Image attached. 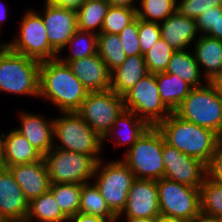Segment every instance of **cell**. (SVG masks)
Wrapping results in <instances>:
<instances>
[{
  "instance_id": "obj_19",
  "label": "cell",
  "mask_w": 222,
  "mask_h": 222,
  "mask_svg": "<svg viewBox=\"0 0 222 222\" xmlns=\"http://www.w3.org/2000/svg\"><path fill=\"white\" fill-rule=\"evenodd\" d=\"M8 169L28 201L49 191L51 182L44 159L29 164L10 166Z\"/></svg>"
},
{
  "instance_id": "obj_15",
  "label": "cell",
  "mask_w": 222,
  "mask_h": 222,
  "mask_svg": "<svg viewBox=\"0 0 222 222\" xmlns=\"http://www.w3.org/2000/svg\"><path fill=\"white\" fill-rule=\"evenodd\" d=\"M160 214L156 180L135 179L118 217L155 219Z\"/></svg>"
},
{
  "instance_id": "obj_36",
  "label": "cell",
  "mask_w": 222,
  "mask_h": 222,
  "mask_svg": "<svg viewBox=\"0 0 222 222\" xmlns=\"http://www.w3.org/2000/svg\"><path fill=\"white\" fill-rule=\"evenodd\" d=\"M174 50L164 39L157 40L151 48L143 54L145 65L149 73H164L168 67Z\"/></svg>"
},
{
  "instance_id": "obj_16",
  "label": "cell",
  "mask_w": 222,
  "mask_h": 222,
  "mask_svg": "<svg viewBox=\"0 0 222 222\" xmlns=\"http://www.w3.org/2000/svg\"><path fill=\"white\" fill-rule=\"evenodd\" d=\"M19 125L15 129L43 156L54 146V118L38 112L17 111Z\"/></svg>"
},
{
  "instance_id": "obj_11",
  "label": "cell",
  "mask_w": 222,
  "mask_h": 222,
  "mask_svg": "<svg viewBox=\"0 0 222 222\" xmlns=\"http://www.w3.org/2000/svg\"><path fill=\"white\" fill-rule=\"evenodd\" d=\"M160 214L185 222L198 217L200 188L189 187L167 178L157 180Z\"/></svg>"
},
{
  "instance_id": "obj_18",
  "label": "cell",
  "mask_w": 222,
  "mask_h": 222,
  "mask_svg": "<svg viewBox=\"0 0 222 222\" xmlns=\"http://www.w3.org/2000/svg\"><path fill=\"white\" fill-rule=\"evenodd\" d=\"M149 127L150 125L139 118L134 112L124 110L102 138L103 150L106 148L105 144H108V141H112L114 144L112 150L123 146L125 147L123 152L126 153Z\"/></svg>"
},
{
  "instance_id": "obj_23",
  "label": "cell",
  "mask_w": 222,
  "mask_h": 222,
  "mask_svg": "<svg viewBox=\"0 0 222 222\" xmlns=\"http://www.w3.org/2000/svg\"><path fill=\"white\" fill-rule=\"evenodd\" d=\"M148 73L142 54L129 56L120 66L111 71L109 89L122 96Z\"/></svg>"
},
{
  "instance_id": "obj_28",
  "label": "cell",
  "mask_w": 222,
  "mask_h": 222,
  "mask_svg": "<svg viewBox=\"0 0 222 222\" xmlns=\"http://www.w3.org/2000/svg\"><path fill=\"white\" fill-rule=\"evenodd\" d=\"M68 51V55L65 54ZM63 52V53H62ZM97 54V35L92 32L77 30L69 39L68 44L58 54V59L64 63L82 59Z\"/></svg>"
},
{
  "instance_id": "obj_49",
  "label": "cell",
  "mask_w": 222,
  "mask_h": 222,
  "mask_svg": "<svg viewBox=\"0 0 222 222\" xmlns=\"http://www.w3.org/2000/svg\"><path fill=\"white\" fill-rule=\"evenodd\" d=\"M154 222H185L179 218L169 217L162 214H159L155 219Z\"/></svg>"
},
{
  "instance_id": "obj_2",
  "label": "cell",
  "mask_w": 222,
  "mask_h": 222,
  "mask_svg": "<svg viewBox=\"0 0 222 222\" xmlns=\"http://www.w3.org/2000/svg\"><path fill=\"white\" fill-rule=\"evenodd\" d=\"M156 127L166 143L205 164L222 145V138L216 132L182 120L174 112Z\"/></svg>"
},
{
  "instance_id": "obj_6",
  "label": "cell",
  "mask_w": 222,
  "mask_h": 222,
  "mask_svg": "<svg viewBox=\"0 0 222 222\" xmlns=\"http://www.w3.org/2000/svg\"><path fill=\"white\" fill-rule=\"evenodd\" d=\"M163 135L156 126L147 131L120 159L134 173L135 179L158 180L164 178Z\"/></svg>"
},
{
  "instance_id": "obj_13",
  "label": "cell",
  "mask_w": 222,
  "mask_h": 222,
  "mask_svg": "<svg viewBox=\"0 0 222 222\" xmlns=\"http://www.w3.org/2000/svg\"><path fill=\"white\" fill-rule=\"evenodd\" d=\"M164 178L189 187L200 188L206 177V164L179 151L165 142L163 137Z\"/></svg>"
},
{
  "instance_id": "obj_37",
  "label": "cell",
  "mask_w": 222,
  "mask_h": 222,
  "mask_svg": "<svg viewBox=\"0 0 222 222\" xmlns=\"http://www.w3.org/2000/svg\"><path fill=\"white\" fill-rule=\"evenodd\" d=\"M222 7V0H176V12L183 16L196 19L203 12Z\"/></svg>"
},
{
  "instance_id": "obj_43",
  "label": "cell",
  "mask_w": 222,
  "mask_h": 222,
  "mask_svg": "<svg viewBox=\"0 0 222 222\" xmlns=\"http://www.w3.org/2000/svg\"><path fill=\"white\" fill-rule=\"evenodd\" d=\"M205 35L222 40V7L217 10V21L215 27H212Z\"/></svg>"
},
{
  "instance_id": "obj_25",
  "label": "cell",
  "mask_w": 222,
  "mask_h": 222,
  "mask_svg": "<svg viewBox=\"0 0 222 222\" xmlns=\"http://www.w3.org/2000/svg\"><path fill=\"white\" fill-rule=\"evenodd\" d=\"M190 49L174 51L166 73L173 74L188 83L192 88L201 87L208 81L203 76L193 52Z\"/></svg>"
},
{
  "instance_id": "obj_20",
  "label": "cell",
  "mask_w": 222,
  "mask_h": 222,
  "mask_svg": "<svg viewBox=\"0 0 222 222\" xmlns=\"http://www.w3.org/2000/svg\"><path fill=\"white\" fill-rule=\"evenodd\" d=\"M161 38L172 47L174 51H182L191 48L199 38L196 19L183 17L175 12L167 19L159 23Z\"/></svg>"
},
{
  "instance_id": "obj_40",
  "label": "cell",
  "mask_w": 222,
  "mask_h": 222,
  "mask_svg": "<svg viewBox=\"0 0 222 222\" xmlns=\"http://www.w3.org/2000/svg\"><path fill=\"white\" fill-rule=\"evenodd\" d=\"M206 177L222 185V145L206 164Z\"/></svg>"
},
{
  "instance_id": "obj_5",
  "label": "cell",
  "mask_w": 222,
  "mask_h": 222,
  "mask_svg": "<svg viewBox=\"0 0 222 222\" xmlns=\"http://www.w3.org/2000/svg\"><path fill=\"white\" fill-rule=\"evenodd\" d=\"M174 113L182 120L216 132L222 138V99L214 82L192 88Z\"/></svg>"
},
{
  "instance_id": "obj_3",
  "label": "cell",
  "mask_w": 222,
  "mask_h": 222,
  "mask_svg": "<svg viewBox=\"0 0 222 222\" xmlns=\"http://www.w3.org/2000/svg\"><path fill=\"white\" fill-rule=\"evenodd\" d=\"M40 63L0 42V94L39 98Z\"/></svg>"
},
{
  "instance_id": "obj_41",
  "label": "cell",
  "mask_w": 222,
  "mask_h": 222,
  "mask_svg": "<svg viewBox=\"0 0 222 222\" xmlns=\"http://www.w3.org/2000/svg\"><path fill=\"white\" fill-rule=\"evenodd\" d=\"M220 7H213V10L203 12L196 18V25L200 35H205L212 27H215L217 21V10Z\"/></svg>"
},
{
  "instance_id": "obj_8",
  "label": "cell",
  "mask_w": 222,
  "mask_h": 222,
  "mask_svg": "<svg viewBox=\"0 0 222 222\" xmlns=\"http://www.w3.org/2000/svg\"><path fill=\"white\" fill-rule=\"evenodd\" d=\"M108 159L110 158L105 157L98 161L92 182L99 189L110 210L118 217L125 208L135 176L119 157L110 161Z\"/></svg>"
},
{
  "instance_id": "obj_29",
  "label": "cell",
  "mask_w": 222,
  "mask_h": 222,
  "mask_svg": "<svg viewBox=\"0 0 222 222\" xmlns=\"http://www.w3.org/2000/svg\"><path fill=\"white\" fill-rule=\"evenodd\" d=\"M109 6L107 0H86L77 10L78 29L100 34Z\"/></svg>"
},
{
  "instance_id": "obj_14",
  "label": "cell",
  "mask_w": 222,
  "mask_h": 222,
  "mask_svg": "<svg viewBox=\"0 0 222 222\" xmlns=\"http://www.w3.org/2000/svg\"><path fill=\"white\" fill-rule=\"evenodd\" d=\"M42 16L52 49L59 54L78 30L77 11L57 4L41 2Z\"/></svg>"
},
{
  "instance_id": "obj_32",
  "label": "cell",
  "mask_w": 222,
  "mask_h": 222,
  "mask_svg": "<svg viewBox=\"0 0 222 222\" xmlns=\"http://www.w3.org/2000/svg\"><path fill=\"white\" fill-rule=\"evenodd\" d=\"M199 190L201 215L222 222V185L205 177Z\"/></svg>"
},
{
  "instance_id": "obj_38",
  "label": "cell",
  "mask_w": 222,
  "mask_h": 222,
  "mask_svg": "<svg viewBox=\"0 0 222 222\" xmlns=\"http://www.w3.org/2000/svg\"><path fill=\"white\" fill-rule=\"evenodd\" d=\"M160 39L161 31L159 23L138 18V40L142 55L145 54L151 48V46Z\"/></svg>"
},
{
  "instance_id": "obj_42",
  "label": "cell",
  "mask_w": 222,
  "mask_h": 222,
  "mask_svg": "<svg viewBox=\"0 0 222 222\" xmlns=\"http://www.w3.org/2000/svg\"><path fill=\"white\" fill-rule=\"evenodd\" d=\"M68 222H110L108 219L84 213H76L68 219Z\"/></svg>"
},
{
  "instance_id": "obj_34",
  "label": "cell",
  "mask_w": 222,
  "mask_h": 222,
  "mask_svg": "<svg viewBox=\"0 0 222 222\" xmlns=\"http://www.w3.org/2000/svg\"><path fill=\"white\" fill-rule=\"evenodd\" d=\"M176 12V0H138L137 18L160 23Z\"/></svg>"
},
{
  "instance_id": "obj_24",
  "label": "cell",
  "mask_w": 222,
  "mask_h": 222,
  "mask_svg": "<svg viewBox=\"0 0 222 222\" xmlns=\"http://www.w3.org/2000/svg\"><path fill=\"white\" fill-rule=\"evenodd\" d=\"M43 159V155L15 128L6 132L4 146V168L29 164Z\"/></svg>"
},
{
  "instance_id": "obj_53",
  "label": "cell",
  "mask_w": 222,
  "mask_h": 222,
  "mask_svg": "<svg viewBox=\"0 0 222 222\" xmlns=\"http://www.w3.org/2000/svg\"><path fill=\"white\" fill-rule=\"evenodd\" d=\"M213 82H222V76L216 80H214Z\"/></svg>"
},
{
  "instance_id": "obj_4",
  "label": "cell",
  "mask_w": 222,
  "mask_h": 222,
  "mask_svg": "<svg viewBox=\"0 0 222 222\" xmlns=\"http://www.w3.org/2000/svg\"><path fill=\"white\" fill-rule=\"evenodd\" d=\"M58 114L57 117H54L53 147L90 154L97 161L105 158L102 156L104 153L102 138L76 112Z\"/></svg>"
},
{
  "instance_id": "obj_31",
  "label": "cell",
  "mask_w": 222,
  "mask_h": 222,
  "mask_svg": "<svg viewBox=\"0 0 222 222\" xmlns=\"http://www.w3.org/2000/svg\"><path fill=\"white\" fill-rule=\"evenodd\" d=\"M97 54L110 72L120 66L127 58L120 36L105 32L97 35Z\"/></svg>"
},
{
  "instance_id": "obj_30",
  "label": "cell",
  "mask_w": 222,
  "mask_h": 222,
  "mask_svg": "<svg viewBox=\"0 0 222 222\" xmlns=\"http://www.w3.org/2000/svg\"><path fill=\"white\" fill-rule=\"evenodd\" d=\"M78 212L100 216L108 219L110 222H117V216L110 210V207L93 182L82 184Z\"/></svg>"
},
{
  "instance_id": "obj_45",
  "label": "cell",
  "mask_w": 222,
  "mask_h": 222,
  "mask_svg": "<svg viewBox=\"0 0 222 222\" xmlns=\"http://www.w3.org/2000/svg\"><path fill=\"white\" fill-rule=\"evenodd\" d=\"M2 1H4V0H0V33L1 34H2V30L5 31L4 25L9 21V19H8L9 18V12H8L9 10L7 8L8 5H7V3L5 4ZM2 27H3V29H2ZM0 41H2V40L0 39Z\"/></svg>"
},
{
  "instance_id": "obj_46",
  "label": "cell",
  "mask_w": 222,
  "mask_h": 222,
  "mask_svg": "<svg viewBox=\"0 0 222 222\" xmlns=\"http://www.w3.org/2000/svg\"><path fill=\"white\" fill-rule=\"evenodd\" d=\"M110 6L137 8L138 0H107Z\"/></svg>"
},
{
  "instance_id": "obj_47",
  "label": "cell",
  "mask_w": 222,
  "mask_h": 222,
  "mask_svg": "<svg viewBox=\"0 0 222 222\" xmlns=\"http://www.w3.org/2000/svg\"><path fill=\"white\" fill-rule=\"evenodd\" d=\"M5 134L4 131L0 134V168H4Z\"/></svg>"
},
{
  "instance_id": "obj_10",
  "label": "cell",
  "mask_w": 222,
  "mask_h": 222,
  "mask_svg": "<svg viewBox=\"0 0 222 222\" xmlns=\"http://www.w3.org/2000/svg\"><path fill=\"white\" fill-rule=\"evenodd\" d=\"M122 98L125 110L134 112L150 126H157L172 113L160 97L156 74L148 73Z\"/></svg>"
},
{
  "instance_id": "obj_52",
  "label": "cell",
  "mask_w": 222,
  "mask_h": 222,
  "mask_svg": "<svg viewBox=\"0 0 222 222\" xmlns=\"http://www.w3.org/2000/svg\"><path fill=\"white\" fill-rule=\"evenodd\" d=\"M0 222H9L2 214H0Z\"/></svg>"
},
{
  "instance_id": "obj_7",
  "label": "cell",
  "mask_w": 222,
  "mask_h": 222,
  "mask_svg": "<svg viewBox=\"0 0 222 222\" xmlns=\"http://www.w3.org/2000/svg\"><path fill=\"white\" fill-rule=\"evenodd\" d=\"M26 9L18 20V32L13 33L11 40L2 42L12 51L40 62L56 59L58 54L49 44L42 16L36 8Z\"/></svg>"
},
{
  "instance_id": "obj_26",
  "label": "cell",
  "mask_w": 222,
  "mask_h": 222,
  "mask_svg": "<svg viewBox=\"0 0 222 222\" xmlns=\"http://www.w3.org/2000/svg\"><path fill=\"white\" fill-rule=\"evenodd\" d=\"M156 80L160 97L172 112L180 106L192 89L184 80L166 72L157 73Z\"/></svg>"
},
{
  "instance_id": "obj_51",
  "label": "cell",
  "mask_w": 222,
  "mask_h": 222,
  "mask_svg": "<svg viewBox=\"0 0 222 222\" xmlns=\"http://www.w3.org/2000/svg\"><path fill=\"white\" fill-rule=\"evenodd\" d=\"M222 99V82H214Z\"/></svg>"
},
{
  "instance_id": "obj_50",
  "label": "cell",
  "mask_w": 222,
  "mask_h": 222,
  "mask_svg": "<svg viewBox=\"0 0 222 222\" xmlns=\"http://www.w3.org/2000/svg\"><path fill=\"white\" fill-rule=\"evenodd\" d=\"M187 222H218V221H216L215 219L211 217L203 216L200 214L198 217H195Z\"/></svg>"
},
{
  "instance_id": "obj_12",
  "label": "cell",
  "mask_w": 222,
  "mask_h": 222,
  "mask_svg": "<svg viewBox=\"0 0 222 222\" xmlns=\"http://www.w3.org/2000/svg\"><path fill=\"white\" fill-rule=\"evenodd\" d=\"M124 110L122 96L108 89L88 92L76 113L103 138Z\"/></svg>"
},
{
  "instance_id": "obj_35",
  "label": "cell",
  "mask_w": 222,
  "mask_h": 222,
  "mask_svg": "<svg viewBox=\"0 0 222 222\" xmlns=\"http://www.w3.org/2000/svg\"><path fill=\"white\" fill-rule=\"evenodd\" d=\"M137 18L136 8L109 6L104 17L101 32L119 34Z\"/></svg>"
},
{
  "instance_id": "obj_27",
  "label": "cell",
  "mask_w": 222,
  "mask_h": 222,
  "mask_svg": "<svg viewBox=\"0 0 222 222\" xmlns=\"http://www.w3.org/2000/svg\"><path fill=\"white\" fill-rule=\"evenodd\" d=\"M24 222H68L53 194L48 191L29 201Z\"/></svg>"
},
{
  "instance_id": "obj_1",
  "label": "cell",
  "mask_w": 222,
  "mask_h": 222,
  "mask_svg": "<svg viewBox=\"0 0 222 222\" xmlns=\"http://www.w3.org/2000/svg\"><path fill=\"white\" fill-rule=\"evenodd\" d=\"M88 91L58 58L40 63L39 98L51 103L60 112H76Z\"/></svg>"
},
{
  "instance_id": "obj_17",
  "label": "cell",
  "mask_w": 222,
  "mask_h": 222,
  "mask_svg": "<svg viewBox=\"0 0 222 222\" xmlns=\"http://www.w3.org/2000/svg\"><path fill=\"white\" fill-rule=\"evenodd\" d=\"M29 201L8 168H0V214L9 222H24Z\"/></svg>"
},
{
  "instance_id": "obj_44",
  "label": "cell",
  "mask_w": 222,
  "mask_h": 222,
  "mask_svg": "<svg viewBox=\"0 0 222 222\" xmlns=\"http://www.w3.org/2000/svg\"><path fill=\"white\" fill-rule=\"evenodd\" d=\"M86 0H43V2L50 4H57L64 8L78 10Z\"/></svg>"
},
{
  "instance_id": "obj_48",
  "label": "cell",
  "mask_w": 222,
  "mask_h": 222,
  "mask_svg": "<svg viewBox=\"0 0 222 222\" xmlns=\"http://www.w3.org/2000/svg\"><path fill=\"white\" fill-rule=\"evenodd\" d=\"M154 222V219L148 218H132V217H117V222Z\"/></svg>"
},
{
  "instance_id": "obj_21",
  "label": "cell",
  "mask_w": 222,
  "mask_h": 222,
  "mask_svg": "<svg viewBox=\"0 0 222 222\" xmlns=\"http://www.w3.org/2000/svg\"><path fill=\"white\" fill-rule=\"evenodd\" d=\"M88 92L106 91L110 88L111 72L98 54L67 64Z\"/></svg>"
},
{
  "instance_id": "obj_22",
  "label": "cell",
  "mask_w": 222,
  "mask_h": 222,
  "mask_svg": "<svg viewBox=\"0 0 222 222\" xmlns=\"http://www.w3.org/2000/svg\"><path fill=\"white\" fill-rule=\"evenodd\" d=\"M191 50L208 82L222 76V40L200 35L192 44Z\"/></svg>"
},
{
  "instance_id": "obj_9",
  "label": "cell",
  "mask_w": 222,
  "mask_h": 222,
  "mask_svg": "<svg viewBox=\"0 0 222 222\" xmlns=\"http://www.w3.org/2000/svg\"><path fill=\"white\" fill-rule=\"evenodd\" d=\"M51 183L92 182L98 161L90 154L53 147L43 156Z\"/></svg>"
},
{
  "instance_id": "obj_33",
  "label": "cell",
  "mask_w": 222,
  "mask_h": 222,
  "mask_svg": "<svg viewBox=\"0 0 222 222\" xmlns=\"http://www.w3.org/2000/svg\"><path fill=\"white\" fill-rule=\"evenodd\" d=\"M49 191L68 219L78 213L82 184L51 183Z\"/></svg>"
},
{
  "instance_id": "obj_39",
  "label": "cell",
  "mask_w": 222,
  "mask_h": 222,
  "mask_svg": "<svg viewBox=\"0 0 222 222\" xmlns=\"http://www.w3.org/2000/svg\"><path fill=\"white\" fill-rule=\"evenodd\" d=\"M118 35L127 57L142 54L138 40V18L127 25Z\"/></svg>"
}]
</instances>
